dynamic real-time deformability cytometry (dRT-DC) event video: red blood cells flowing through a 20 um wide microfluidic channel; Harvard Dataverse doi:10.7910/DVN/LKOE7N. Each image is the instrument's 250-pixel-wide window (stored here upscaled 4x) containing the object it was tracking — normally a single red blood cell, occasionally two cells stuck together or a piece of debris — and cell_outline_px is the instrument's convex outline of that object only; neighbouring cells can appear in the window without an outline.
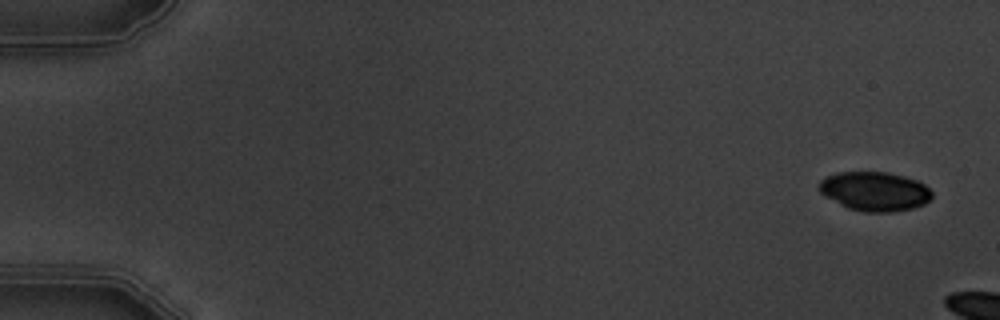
{"species": "common noctule bat (a hibernating species)", "species_latin": "Nyctalus noctula", "temperature_condition": "warm", "stored_images_in_passage": 3, "camera_frame_rate_fps": 3000, "um_per_image_px": 0.085, "animal": {"sex": "male", "body_mass_g": 19.5, "forearm_length_mm": 54.6}, "frame": {"image": 1, "passage_image": 1, "time_ms": 0.0, "image_size_px": [1000, 320], "cell_outline_px": [[932, 196], [924, 204], [912, 208], [892, 212], [864, 212], [848, 208], [840, 204], [820, 192], [820, 180], [824, 176], [836, 172], [888, 172], [904, 176], [916, 180], [924, 184], [932, 192]], "centroid_in_image_um": [74.35, 16.25], "position_along_channel_um": 10.7, "area_um2": 25.66}}